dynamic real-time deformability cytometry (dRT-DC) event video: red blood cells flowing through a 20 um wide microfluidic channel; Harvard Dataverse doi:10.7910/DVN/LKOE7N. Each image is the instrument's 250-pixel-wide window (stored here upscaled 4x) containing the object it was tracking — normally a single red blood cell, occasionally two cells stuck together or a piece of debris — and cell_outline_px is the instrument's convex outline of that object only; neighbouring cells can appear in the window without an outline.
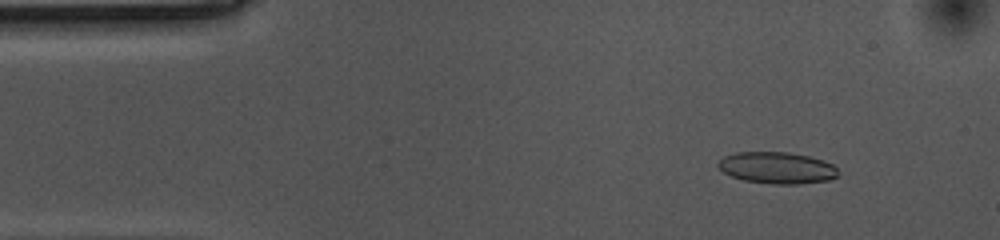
{"species": "common noctule bat (a hibernating species)", "species_latin": "Nyctalus noctula", "temperature_condition": "cold", "stored_images_in_passage": 39, "camera_frame_rate_fps": 3000, "um_per_image_px": 0.085, "animal": {"sex": "female", "body_mass_g": 10.0, "forearm_length_mm": 53.1}, "frame": {"image": 1, "passage_image": 5, "time_ms": 1.333, "image_size_px": [1000, 240], "cell_outline_px": [[836, 176], [820, 180], [752, 180], [736, 176], [728, 172], [736, 156], [752, 152], [772, 152], [800, 156], [816, 160], [828, 164]], "centroid_in_image_um": [66.22, 14.23], "position_along_channel_um": 18.8, "area_um2": 17.11}}
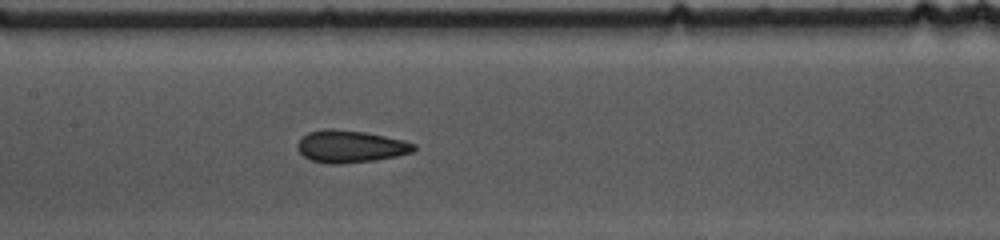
{"frame": {"image": 2, "passage_image": 24, "time_ms": 7.667, "image_size_px": [1000, 240], "cell_outline_px": [[412, 148], [408, 152], [388, 156], [364, 160], [316, 160], [308, 156], [300, 148], [300, 140], [304, 136], [312, 132], [356, 132], [380, 136], [412, 144]], "centroid_in_image_um": [29.78, 12.43], "position_along_channel_um": 177.6, "area_um2": 18.09}}
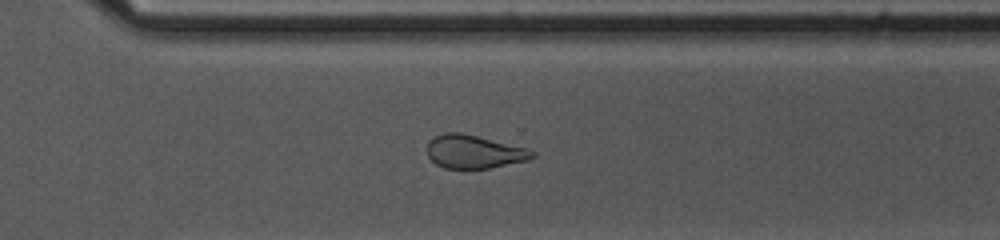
{"frame": {"image": 3, "passage_image": 37, "time_ms": 12.0, "image_size_px": [1000, 240], "cell_outline_px": [[532, 156], [520, 160], [484, 168], [448, 168], [440, 164], [432, 156], [432, 140], [440, 136], [472, 136], [516, 148]], "centroid_in_image_um": [40.21, 12.96], "position_along_channel_um": 330.4, "area_um2": 16.76}}